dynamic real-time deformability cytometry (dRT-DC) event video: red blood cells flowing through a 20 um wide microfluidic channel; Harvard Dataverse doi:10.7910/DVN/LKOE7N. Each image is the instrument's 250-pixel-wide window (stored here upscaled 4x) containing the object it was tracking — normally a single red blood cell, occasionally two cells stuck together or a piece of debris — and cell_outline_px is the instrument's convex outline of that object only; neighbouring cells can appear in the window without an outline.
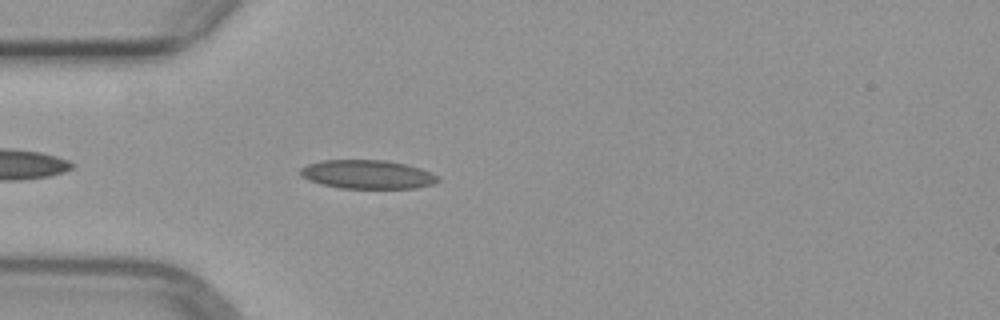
{"species": "common noctule bat (a hibernating species)", "species_latin": "Nyctalus noctula", "temperature_condition": "warm", "stored_images_in_passage": 5, "camera_frame_rate_fps": 3000, "um_per_image_px": 0.085, "animal": {"sex": "female", "body_mass_g": 29.2, "forearm_length_mm": 56.3}, "frame": {"image": 1, "passage_image": 5, "time_ms": 4.667, "image_size_px": [1000, 320], "cell_outline_px": [[440, 180], [432, 184], [416, 188], [340, 188], [320, 184], [308, 180], [300, 176], [300, 168], [308, 164], [324, 160], [384, 160], [404, 164], [420, 168], [440, 176]], "centroid_in_image_um": [31.22, 14.83], "position_along_channel_um": 53.8, "area_um2": 23.06}}